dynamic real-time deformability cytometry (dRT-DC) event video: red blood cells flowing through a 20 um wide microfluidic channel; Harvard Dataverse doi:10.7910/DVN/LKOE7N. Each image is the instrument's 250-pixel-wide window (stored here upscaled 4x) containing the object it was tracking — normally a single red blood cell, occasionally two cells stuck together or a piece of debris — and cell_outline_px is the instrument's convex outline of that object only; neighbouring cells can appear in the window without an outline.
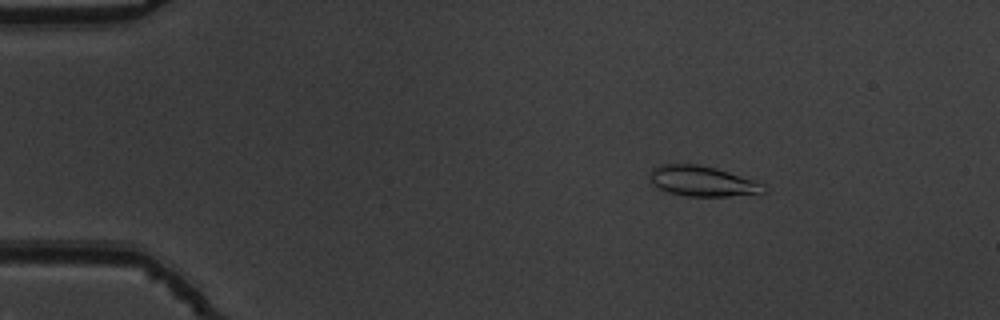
{"species": "common noctule bat (a hibernating species)", "species_latin": "Nyctalus noctula", "temperature_condition": "warm", "stored_images_in_passage": 54, "camera_frame_rate_fps": 3000, "um_per_image_px": 0.085, "animal": {"sex": "male", "body_mass_g": 19.5, "forearm_length_mm": 54.6}, "frame": {"image": 1, "passage_image": 9, "time_ms": 2.667, "image_size_px": [1000, 320], "cell_outline_px": [[764, 192], [728, 196], [688, 196], [668, 192], [652, 184], [652, 168], [660, 164], [700, 164], [716, 168], [756, 180], [764, 184]], "centroid_in_image_um": [59.71, 15.38], "position_along_channel_um": 25.3, "area_um2": 19.88}}
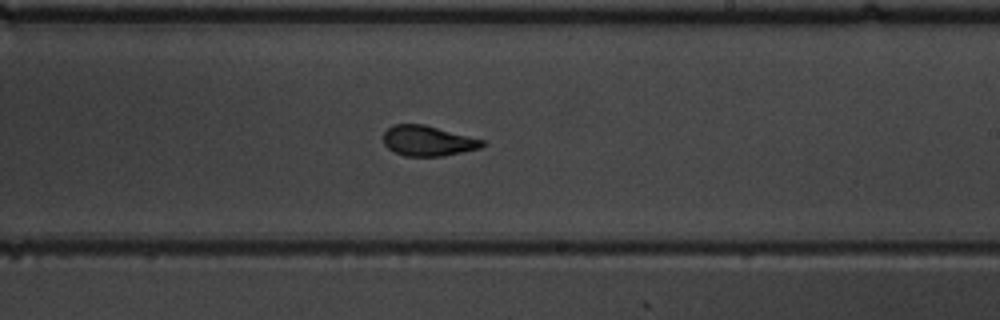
{"frame": {"image": 2, "passage_image": 33, "time_ms": 10.667, "image_size_px": [1000, 320], "cell_outline_px": [[484, 144], [480, 148], [444, 156], [404, 156], [388, 148], [384, 144], [384, 132], [392, 124], [424, 124], [484, 140]], "centroid_in_image_um": [36.35, 11.97], "position_along_channel_um": 252.6, "area_um2": 17.34}}
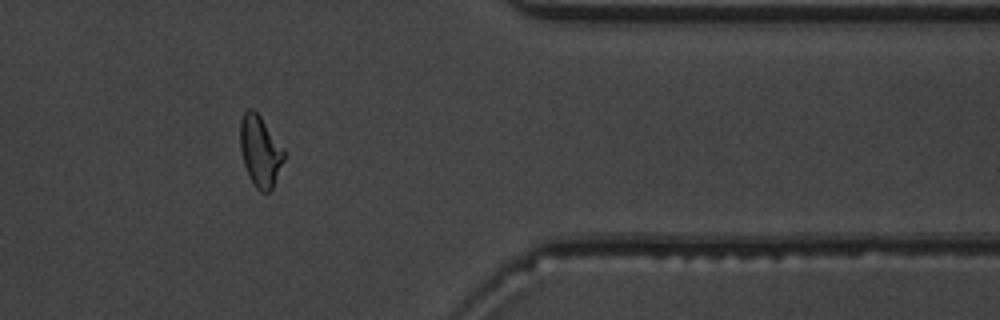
{"frame": {"image": 3, "passage_image": 45, "time_ms": 14.667, "image_size_px": [1000, 320], "cell_outline_px": [[284, 160], [272, 188], [268, 192], [260, 192], [256, 188], [248, 176], [244, 164], [240, 148], [240, 120], [244, 112], [248, 108], [252, 108], [260, 116], [284, 148]], "centroid_in_image_um": [22.1, 12.84], "position_along_channel_um": 389.3, "area_um2": 18.09}, "authors_computed_cell_mechanics": {"area_um2": 18.1203, "velocity_mm_per_s": 3.8188, "shape_relaxation_time_tau1_ms": 4.4133, "shape_relaxation_time_tau2_ms": 1.1154, "deformation_change_tau1": 0.1796, "deformation_change_tau2": 0.0695}}